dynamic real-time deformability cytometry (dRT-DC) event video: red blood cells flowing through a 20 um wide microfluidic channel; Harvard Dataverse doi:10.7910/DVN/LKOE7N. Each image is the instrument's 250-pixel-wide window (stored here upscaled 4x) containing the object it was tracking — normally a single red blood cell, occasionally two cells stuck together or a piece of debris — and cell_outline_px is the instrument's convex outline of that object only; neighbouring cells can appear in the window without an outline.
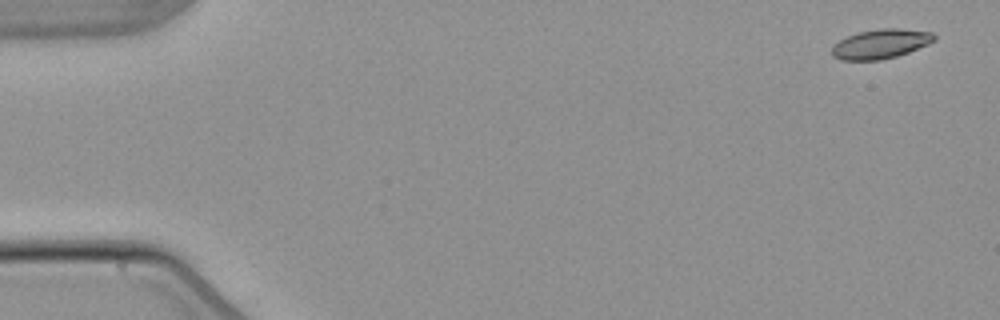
{"species": "common noctule bat (a hibernating species)", "species_latin": "Nyctalus noctula", "temperature_condition": "warm", "stored_images_in_passage": 6, "camera_frame_rate_fps": 3000, "um_per_image_px": 0.085, "animal": {"sex": "male", "body_mass_g": 21.5, "forearm_length_mm": 52.0}, "frame": {"image": 1, "passage_image": 1, "time_ms": 0.0, "image_size_px": [1000, 320], "cell_outline_px": [[936, 40], [928, 44], [908, 52], [896, 56], [880, 60], [840, 60], [832, 56], [832, 44], [856, 32], [880, 28], [900, 28], [932, 32], [936, 36]], "centroid_in_image_um": [74.84, 3.72], "position_along_channel_um": 10.2, "area_um2": 17.69}}
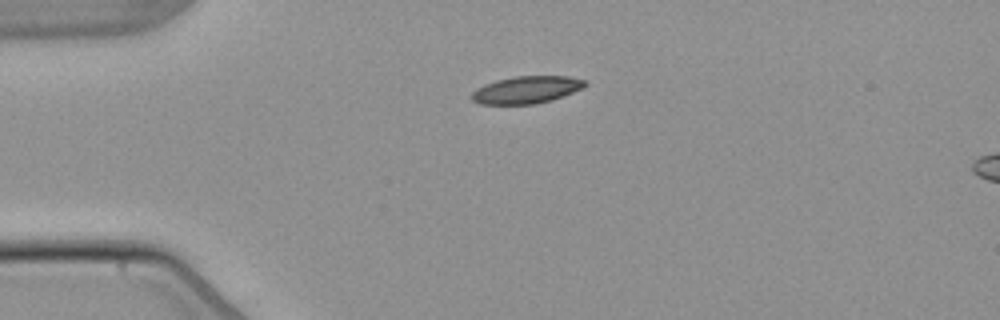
{"frame": {"image": 2, "passage_image": 4, "time_ms": 3.667, "image_size_px": [1000, 320], "cell_outline_px": [[588, 84], [572, 92], [552, 100], [536, 104], [480, 104], [472, 100], [468, 96], [476, 88], [484, 84], [496, 80], [516, 76], [568, 76], [588, 80]], "centroid_in_image_um": [44.72, 7.63], "position_along_channel_um": 40.3, "area_um2": 18.15}}